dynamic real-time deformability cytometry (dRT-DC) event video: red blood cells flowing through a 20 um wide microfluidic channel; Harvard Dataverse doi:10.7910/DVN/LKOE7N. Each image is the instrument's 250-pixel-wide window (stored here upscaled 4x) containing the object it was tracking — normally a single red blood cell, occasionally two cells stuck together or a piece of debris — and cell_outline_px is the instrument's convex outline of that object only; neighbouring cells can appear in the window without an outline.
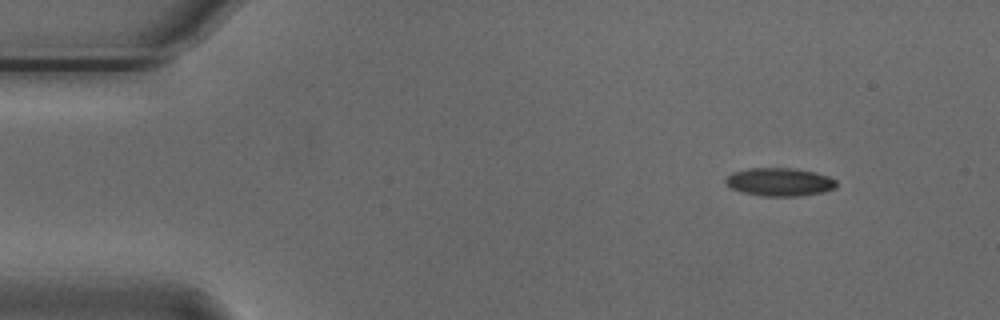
{"species": "Egyptian fruit bat (a non-hibernating species)", "species_latin": "Rousettus aegyptiacus", "temperature_condition": "cold", "stored_images_in_passage": 50, "camera_frame_rate_fps": 3000, "um_per_image_px": 0.085, "animal": {"sex": "male"}, "frame": {"image": 1, "passage_image": 1, "time_ms": 0.0, "image_size_px": [1000, 320], "cell_outline_px": [[836, 188], [820, 192], [796, 196], [760, 196], [740, 192], [724, 184], [724, 180], [732, 172], [748, 168], [792, 168], [812, 172], [828, 176], [836, 180]], "centroid_in_image_um": [66.2, 15.47], "position_along_channel_um": 18.8, "area_um2": 18.15}}
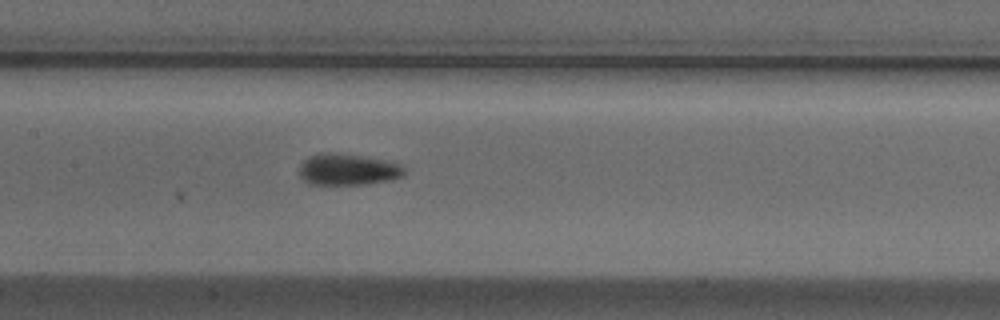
{"frame": {"image": 2, "passage_image": 21, "time_ms": 6.667, "image_size_px": [1000, 320], "cell_outline_px": [[408, 172], [404, 176], [392, 180], [368, 184], [308, 184], [300, 176], [300, 164], [308, 156], [320, 152], [332, 152], [396, 160], [404, 164]], "centroid_in_image_um": [29.69, 14.38], "position_along_channel_um": 177.7, "area_um2": 20.06}}
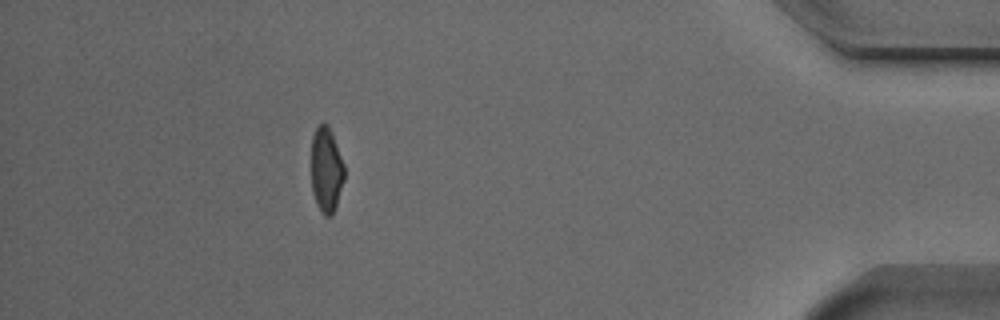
{"frame": {"image": 3, "passage_image": 44, "time_ms": 14.333, "image_size_px": [1000, 320], "cell_outline_px": [[344, 180], [336, 208], [332, 216], [324, 216], [320, 212], [316, 204], [312, 192], [312, 136], [316, 128], [320, 124], [328, 124], [332, 132], [344, 164]], "centroid_in_image_um": [27.74, 14.48], "position_along_channel_um": 407.5, "area_um2": 16.59}, "authors_computed_cell_mechanics": {"area_um2": 18.0914, "velocity_mm_per_s": 3.7211, "shape_relaxation_time_tau1_ms": 6.3767, "shape_relaxation_time_tau2_ms": 2.0583, "deformation_change_tau1": 0.1385, "deformation_change_tau2": 0.0728}}